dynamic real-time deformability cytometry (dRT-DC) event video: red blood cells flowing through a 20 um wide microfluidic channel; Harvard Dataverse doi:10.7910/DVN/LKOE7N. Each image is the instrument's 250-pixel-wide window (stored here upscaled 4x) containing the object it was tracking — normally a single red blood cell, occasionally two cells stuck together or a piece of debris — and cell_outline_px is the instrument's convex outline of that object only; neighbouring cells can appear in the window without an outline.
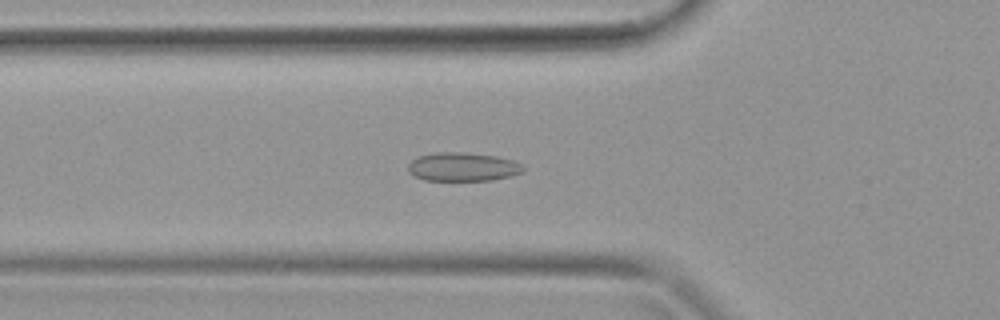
{"species": "common noctule bat (a hibernating species)", "species_latin": "Nyctalus noctula", "temperature_condition": "warm", "stored_images_in_passage": 38, "camera_frame_rate_fps": 3000, "um_per_image_px": 0.085, "animal": {"sex": "female", "body_mass_g": 19.9}, "frame": {"image": 1, "passage_image": 13, "time_ms": 4.0, "image_size_px": [1000, 320], "cell_outline_px": [[524, 172], [512, 176], [492, 180], [424, 180], [412, 176], [408, 172], [408, 164], [416, 156], [436, 152], [464, 152], [496, 156], [516, 160], [524, 168]], "centroid_in_image_um": [39.33, 14.18], "position_along_channel_um": 86.5, "area_um2": 19.54}}
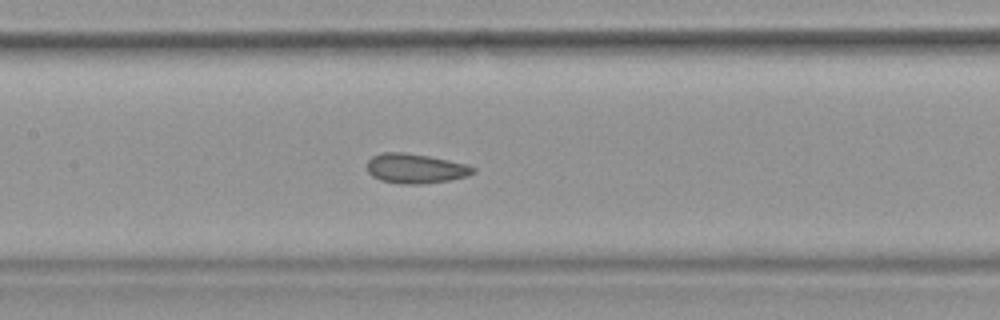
{"frame": {"image": 2, "passage_image": 18, "time_ms": 5.667, "image_size_px": [1000, 320], "cell_outline_px": [[476, 172], [468, 176], [448, 180], [420, 184], [404, 184], [380, 180], [372, 176], [368, 172], [368, 160], [372, 156], [384, 152], [404, 152], [428, 156], [468, 164], [476, 168]], "centroid_in_image_um": [35.33, 14.32], "position_along_channel_um": 172.1, "area_um2": 18.32}}
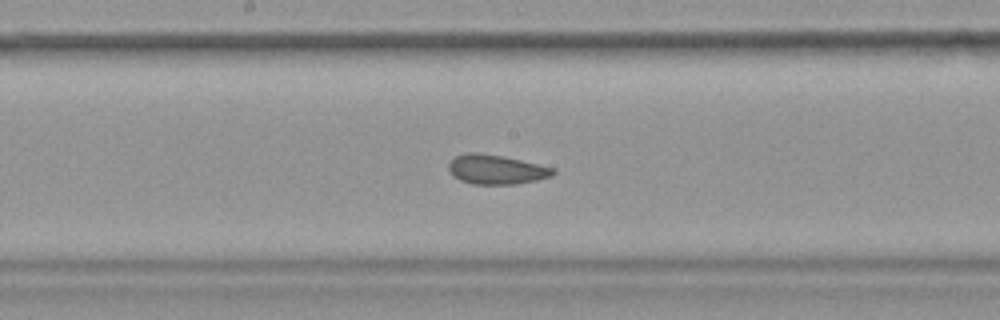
{"frame": {"image": 3, "passage_image": 20, "time_ms": 6.333, "image_size_px": [1000, 320], "cell_outline_px": [[556, 172], [552, 176], [536, 180], [516, 184], [472, 184], [460, 180], [452, 176], [448, 168], [448, 164], [456, 156], [468, 152], [476, 152], [500, 156], [520, 160], [556, 168]], "centroid_in_image_um": [42.17, 14.41], "position_along_channel_um": 206.0, "area_um2": 17.86}}